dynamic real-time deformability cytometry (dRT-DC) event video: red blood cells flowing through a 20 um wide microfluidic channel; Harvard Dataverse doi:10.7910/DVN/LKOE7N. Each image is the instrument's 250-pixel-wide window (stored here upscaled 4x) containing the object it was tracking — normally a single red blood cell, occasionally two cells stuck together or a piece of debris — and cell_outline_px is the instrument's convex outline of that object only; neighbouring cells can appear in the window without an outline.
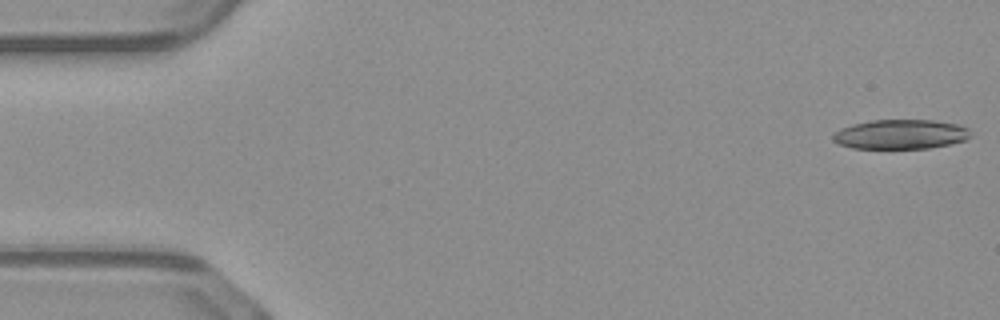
{"species": "common noctule bat (a hibernating species)", "species_latin": "Nyctalus noctula", "temperature_condition": "warm", "stored_images_in_passage": 38, "camera_frame_rate_fps": 3000, "um_per_image_px": 0.085, "animal": {"sex": "male", "body_mass_g": 23.1, "forearm_length_mm": 52.7}, "frame": {"image": 1, "passage_image": 1, "time_ms": 0.0, "image_size_px": [1000, 320], "cell_outline_px": [[972, 136], [964, 140], [952, 144], [928, 148], [852, 148], [840, 144], [832, 140], [832, 136], [840, 128], [852, 124], [872, 120], [932, 120], [960, 124], [968, 128]], "centroid_in_image_um": [76.58, 11.41], "position_along_channel_um": 8.4, "area_um2": 23.76}}